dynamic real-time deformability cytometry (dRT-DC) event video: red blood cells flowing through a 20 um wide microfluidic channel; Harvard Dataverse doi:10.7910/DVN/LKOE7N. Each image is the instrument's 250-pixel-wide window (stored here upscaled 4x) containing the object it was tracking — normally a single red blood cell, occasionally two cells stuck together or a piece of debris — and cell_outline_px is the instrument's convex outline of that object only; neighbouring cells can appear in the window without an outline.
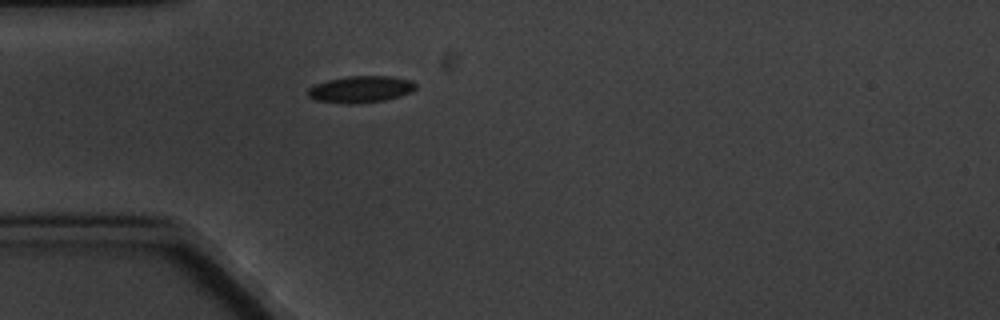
{"species": "common noctule bat (a hibernating species)", "species_latin": "Nyctalus noctula", "temperature_condition": "cold", "stored_images_in_passage": 1, "camera_frame_rate_fps": 3000, "um_per_image_px": 0.085, "animal": {"sex": "male", "body_mass_g": 20.1, "forearm_length_mm": 53.5}, "frame": {"image": 1, "passage_image": 1, "time_ms": 0.0, "image_size_px": [1000, 320], "cell_outline_px": [[416, 88], [412, 92], [400, 96], [384, 100], [356, 104], [344, 104], [316, 100], [308, 96], [308, 88], [316, 84], [328, 80], [348, 76], [392, 76], [412, 80], [416, 84]], "centroid_in_image_um": [30.68, 7.59], "position_along_channel_um": 54.3, "area_um2": 16.88}}